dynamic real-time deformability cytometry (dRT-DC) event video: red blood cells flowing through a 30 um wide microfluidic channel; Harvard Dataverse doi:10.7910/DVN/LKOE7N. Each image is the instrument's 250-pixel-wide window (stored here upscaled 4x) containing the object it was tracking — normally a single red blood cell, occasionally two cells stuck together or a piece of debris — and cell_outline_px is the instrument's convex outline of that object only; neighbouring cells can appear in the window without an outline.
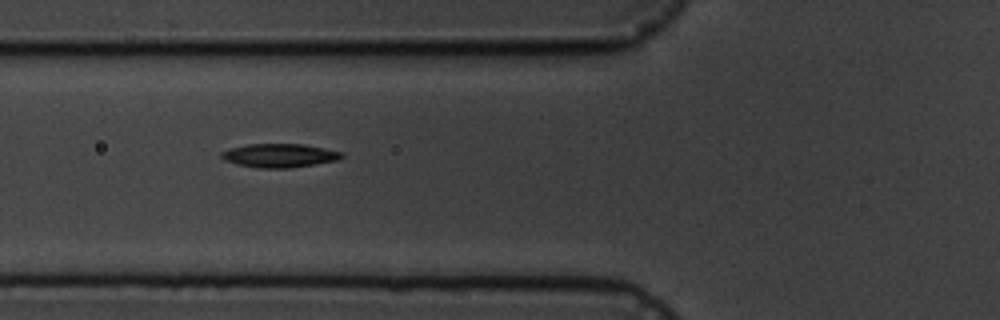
{"species": "common noctule bat (a hibernating species)", "species_latin": "Nyctalus noctula", "temperature_condition": "cold", "stored_images_in_passage": 4, "camera_frame_rate_fps": 3000, "um_per_image_px": 0.085, "animal": {"sex": "male", "body_mass_g": 19.5, "forearm_length_mm": 54.6}, "frame": {"image": 1, "passage_image": 2, "time_ms": 2.0, "image_size_px": [1000, 320], "cell_outline_px": [[344, 156], [336, 160], [316, 164], [288, 168], [256, 168], [236, 164], [224, 160], [220, 156], [220, 152], [232, 148], [248, 144], [304, 144], [344, 152]], "centroid_in_image_um": [23.75, 13.22], "position_along_channel_um": 102.0, "area_um2": 16.65}}
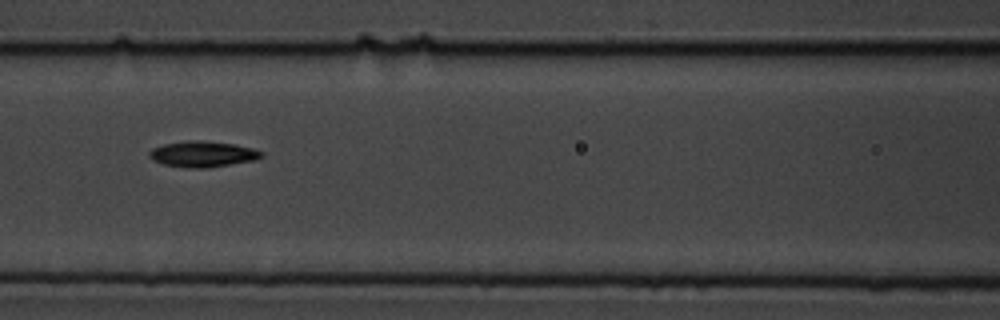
{"frame": {"image": 2, "passage_image": 3, "time_ms": 3.333, "image_size_px": [1000, 320], "cell_outline_px": [[264, 156], [252, 160], [208, 168], [188, 168], [164, 164], [152, 160], [148, 156], [148, 152], [152, 148], [164, 144], [188, 140], [200, 140], [236, 144], [252, 148], [264, 152]], "centroid_in_image_um": [17.21, 13.09], "position_along_channel_um": 149.4, "area_um2": 16.94}}
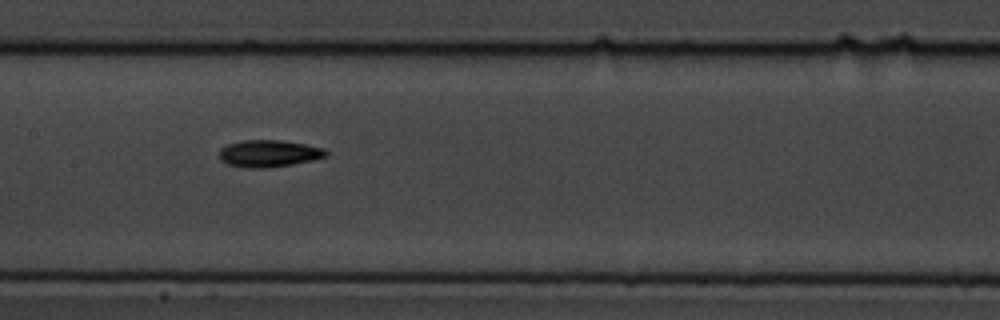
{"frame": {"image": 3, "passage_image": 4, "time_ms": 4.333, "image_size_px": [1000, 320], "cell_outline_px": [[328, 156], [312, 160], [292, 164], [260, 168], [244, 168], [228, 164], [220, 160], [220, 148], [228, 144], [240, 140], [280, 140], [304, 144], [324, 148], [328, 152]], "centroid_in_image_um": [22.84, 13.04], "position_along_channel_um": 184.6, "area_um2": 16.76}}